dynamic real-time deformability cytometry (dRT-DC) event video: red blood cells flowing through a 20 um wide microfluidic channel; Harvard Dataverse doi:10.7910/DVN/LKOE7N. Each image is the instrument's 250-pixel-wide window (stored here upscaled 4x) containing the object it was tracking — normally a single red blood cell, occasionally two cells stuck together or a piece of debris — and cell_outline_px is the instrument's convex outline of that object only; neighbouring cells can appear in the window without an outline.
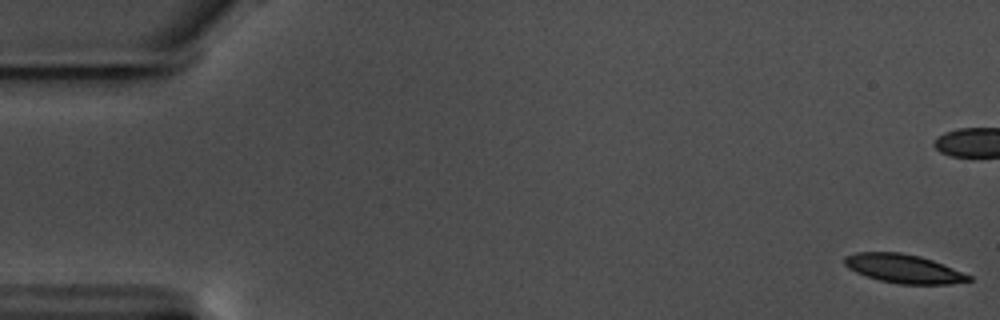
{"species": "common noctule bat (a hibernating species)", "species_latin": "Nyctalus noctula", "temperature_condition": "warm", "stored_images_in_passage": 28, "camera_frame_rate_fps": 3000, "um_per_image_px": 0.085, "animal": {"sex": "male", "body_mass_g": 17.5, "forearm_length_mm": 52.3}, "frame": {"image": 1, "passage_image": 1, "time_ms": 0.0, "image_size_px": [1000, 320], "cell_outline_px": [[972, 280], [948, 284], [900, 284], [880, 280], [856, 272], [848, 268], [844, 264], [844, 256], [856, 252], [900, 252], [920, 256], [932, 260], [972, 276]], "centroid_in_image_um": [76.78, 22.83], "position_along_channel_um": 8.2, "area_um2": 20.63}}